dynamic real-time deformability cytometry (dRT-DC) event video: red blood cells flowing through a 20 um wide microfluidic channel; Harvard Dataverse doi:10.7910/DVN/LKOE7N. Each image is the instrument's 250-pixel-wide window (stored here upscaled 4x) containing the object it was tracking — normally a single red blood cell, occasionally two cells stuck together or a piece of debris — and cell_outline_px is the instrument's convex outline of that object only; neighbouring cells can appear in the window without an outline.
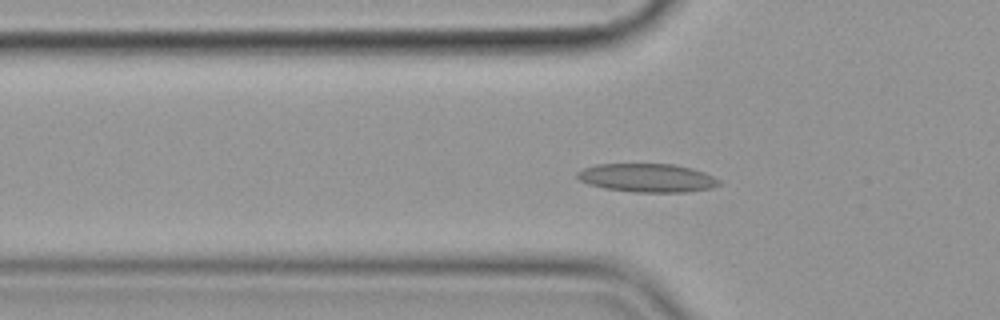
{"species": "common noctule bat (a hibernating species)", "species_latin": "Nyctalus noctula", "temperature_condition": "cold", "stored_images_in_passage": 58, "segment_of_instrument_passage": [1, 2], "camera_frame_rate_fps": 3000, "um_per_image_px": 0.085, "animal": {"sex": "female", "body_mass_g": 19.9}, "frame": {"image": 1, "passage_image": 19, "time_ms": 6.0, "image_size_px": [1000, 320], "cell_outline_px": [[720, 184], [712, 188], [688, 192], [632, 192], [604, 188], [588, 184], [580, 180], [576, 176], [576, 172], [584, 168], [596, 164], [672, 164], [692, 168], [704, 172], [720, 180]], "centroid_in_image_um": [55.01, 15.12], "position_along_channel_um": 70.8, "area_um2": 23.64}}
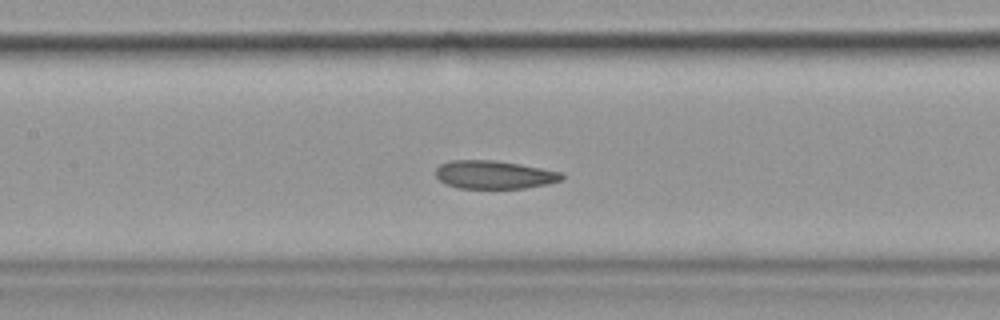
{"frame": {"image": 2, "passage_image": 27, "time_ms": 8.667, "image_size_px": [1000, 320], "cell_outline_px": [[564, 180], [548, 184], [524, 188], [456, 188], [444, 184], [436, 176], [436, 168], [440, 164], [448, 160], [496, 160], [520, 164], [564, 172]], "centroid_in_image_um": [42.02, 14.85], "position_along_channel_um": 165.4, "area_um2": 21.04}}
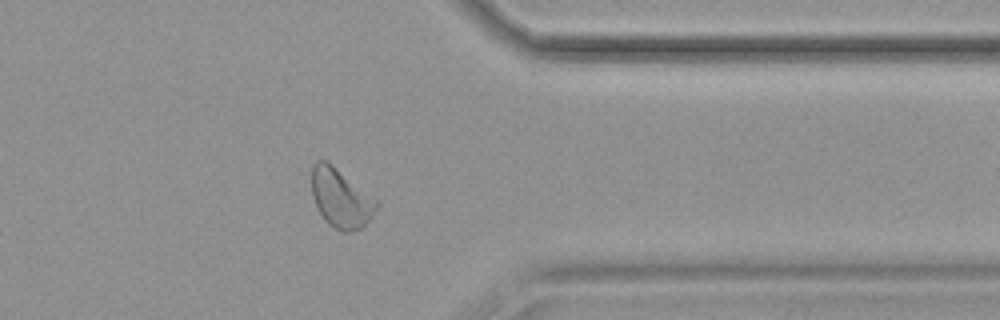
{"frame": {"image": 3, "passage_image": 46, "time_ms": 15.0, "image_size_px": [1000, 320], "cell_outline_px": [[380, 204], [372, 216], [360, 228], [348, 232], [344, 232], [328, 224], [324, 220], [312, 196], [312, 164], [316, 160], [328, 160], [380, 200]], "centroid_in_image_um": [29.0, 16.8], "position_along_channel_um": 382.4, "area_um2": 22.66}}